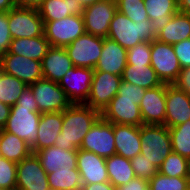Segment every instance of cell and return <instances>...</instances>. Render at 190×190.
Instances as JSON below:
<instances>
[{"label": "cell", "mask_w": 190, "mask_h": 190, "mask_svg": "<svg viewBox=\"0 0 190 190\" xmlns=\"http://www.w3.org/2000/svg\"><path fill=\"white\" fill-rule=\"evenodd\" d=\"M98 110L85 104H71L63 111V124L54 146L63 150H78L84 136L100 117Z\"/></svg>", "instance_id": "cell-1"}, {"label": "cell", "mask_w": 190, "mask_h": 190, "mask_svg": "<svg viewBox=\"0 0 190 190\" xmlns=\"http://www.w3.org/2000/svg\"><path fill=\"white\" fill-rule=\"evenodd\" d=\"M107 38L116 41L124 49L128 50L140 42L156 40V34L152 30L150 20L133 22L117 10L110 22Z\"/></svg>", "instance_id": "cell-2"}, {"label": "cell", "mask_w": 190, "mask_h": 190, "mask_svg": "<svg viewBox=\"0 0 190 190\" xmlns=\"http://www.w3.org/2000/svg\"><path fill=\"white\" fill-rule=\"evenodd\" d=\"M140 153L158 168L172 152L169 128L165 125L143 124L140 126Z\"/></svg>", "instance_id": "cell-3"}, {"label": "cell", "mask_w": 190, "mask_h": 190, "mask_svg": "<svg viewBox=\"0 0 190 190\" xmlns=\"http://www.w3.org/2000/svg\"><path fill=\"white\" fill-rule=\"evenodd\" d=\"M40 118V112H32V108L14 105L11 106L10 115L3 129L15 134L32 148L37 142V129Z\"/></svg>", "instance_id": "cell-4"}, {"label": "cell", "mask_w": 190, "mask_h": 190, "mask_svg": "<svg viewBox=\"0 0 190 190\" xmlns=\"http://www.w3.org/2000/svg\"><path fill=\"white\" fill-rule=\"evenodd\" d=\"M85 33L82 15H70L60 20L44 22V35L51 46L66 47Z\"/></svg>", "instance_id": "cell-5"}, {"label": "cell", "mask_w": 190, "mask_h": 190, "mask_svg": "<svg viewBox=\"0 0 190 190\" xmlns=\"http://www.w3.org/2000/svg\"><path fill=\"white\" fill-rule=\"evenodd\" d=\"M12 39L44 35V22L36 8L14 7L8 11Z\"/></svg>", "instance_id": "cell-6"}, {"label": "cell", "mask_w": 190, "mask_h": 190, "mask_svg": "<svg viewBox=\"0 0 190 190\" xmlns=\"http://www.w3.org/2000/svg\"><path fill=\"white\" fill-rule=\"evenodd\" d=\"M80 149L108 158L116 154L114 142V124L101 116L84 136Z\"/></svg>", "instance_id": "cell-7"}, {"label": "cell", "mask_w": 190, "mask_h": 190, "mask_svg": "<svg viewBox=\"0 0 190 190\" xmlns=\"http://www.w3.org/2000/svg\"><path fill=\"white\" fill-rule=\"evenodd\" d=\"M40 113L63 112L72 103L58 83L42 78L29 85Z\"/></svg>", "instance_id": "cell-8"}, {"label": "cell", "mask_w": 190, "mask_h": 190, "mask_svg": "<svg viewBox=\"0 0 190 190\" xmlns=\"http://www.w3.org/2000/svg\"><path fill=\"white\" fill-rule=\"evenodd\" d=\"M162 83L173 84L182 70L173 45L157 39L151 42V64Z\"/></svg>", "instance_id": "cell-9"}, {"label": "cell", "mask_w": 190, "mask_h": 190, "mask_svg": "<svg viewBox=\"0 0 190 190\" xmlns=\"http://www.w3.org/2000/svg\"><path fill=\"white\" fill-rule=\"evenodd\" d=\"M142 99L122 98L116 94L100 113L101 117L113 124H126L140 127L143 119L140 112Z\"/></svg>", "instance_id": "cell-10"}, {"label": "cell", "mask_w": 190, "mask_h": 190, "mask_svg": "<svg viewBox=\"0 0 190 190\" xmlns=\"http://www.w3.org/2000/svg\"><path fill=\"white\" fill-rule=\"evenodd\" d=\"M103 48V38L85 33L65 47L76 67L94 69Z\"/></svg>", "instance_id": "cell-11"}, {"label": "cell", "mask_w": 190, "mask_h": 190, "mask_svg": "<svg viewBox=\"0 0 190 190\" xmlns=\"http://www.w3.org/2000/svg\"><path fill=\"white\" fill-rule=\"evenodd\" d=\"M117 11L115 0H101L82 11L85 31L94 36L106 38L114 14Z\"/></svg>", "instance_id": "cell-12"}, {"label": "cell", "mask_w": 190, "mask_h": 190, "mask_svg": "<svg viewBox=\"0 0 190 190\" xmlns=\"http://www.w3.org/2000/svg\"><path fill=\"white\" fill-rule=\"evenodd\" d=\"M94 69L87 67L71 68L59 81L72 104H85L91 91Z\"/></svg>", "instance_id": "cell-13"}, {"label": "cell", "mask_w": 190, "mask_h": 190, "mask_svg": "<svg viewBox=\"0 0 190 190\" xmlns=\"http://www.w3.org/2000/svg\"><path fill=\"white\" fill-rule=\"evenodd\" d=\"M0 70L22 80L28 86L43 78L40 61L13 53L0 56Z\"/></svg>", "instance_id": "cell-14"}, {"label": "cell", "mask_w": 190, "mask_h": 190, "mask_svg": "<svg viewBox=\"0 0 190 190\" xmlns=\"http://www.w3.org/2000/svg\"><path fill=\"white\" fill-rule=\"evenodd\" d=\"M121 81L122 76L94 71L90 95L85 105L101 113L117 94Z\"/></svg>", "instance_id": "cell-15"}, {"label": "cell", "mask_w": 190, "mask_h": 190, "mask_svg": "<svg viewBox=\"0 0 190 190\" xmlns=\"http://www.w3.org/2000/svg\"><path fill=\"white\" fill-rule=\"evenodd\" d=\"M16 190H50L47 173L35 153L17 163Z\"/></svg>", "instance_id": "cell-16"}, {"label": "cell", "mask_w": 190, "mask_h": 190, "mask_svg": "<svg viewBox=\"0 0 190 190\" xmlns=\"http://www.w3.org/2000/svg\"><path fill=\"white\" fill-rule=\"evenodd\" d=\"M144 124L164 125L166 116V83L146 89L140 103Z\"/></svg>", "instance_id": "cell-17"}, {"label": "cell", "mask_w": 190, "mask_h": 190, "mask_svg": "<svg viewBox=\"0 0 190 190\" xmlns=\"http://www.w3.org/2000/svg\"><path fill=\"white\" fill-rule=\"evenodd\" d=\"M190 120V96L174 84L166 83V116L164 125L175 127Z\"/></svg>", "instance_id": "cell-18"}, {"label": "cell", "mask_w": 190, "mask_h": 190, "mask_svg": "<svg viewBox=\"0 0 190 190\" xmlns=\"http://www.w3.org/2000/svg\"><path fill=\"white\" fill-rule=\"evenodd\" d=\"M77 169L80 173L82 184L109 181L105 158L93 152L82 149L77 150Z\"/></svg>", "instance_id": "cell-19"}, {"label": "cell", "mask_w": 190, "mask_h": 190, "mask_svg": "<svg viewBox=\"0 0 190 190\" xmlns=\"http://www.w3.org/2000/svg\"><path fill=\"white\" fill-rule=\"evenodd\" d=\"M127 65V50L119 43L109 38H103L101 56L94 71L109 72L110 74L122 76Z\"/></svg>", "instance_id": "cell-20"}, {"label": "cell", "mask_w": 190, "mask_h": 190, "mask_svg": "<svg viewBox=\"0 0 190 190\" xmlns=\"http://www.w3.org/2000/svg\"><path fill=\"white\" fill-rule=\"evenodd\" d=\"M35 154L46 173L77 169V150H63L50 146L36 151Z\"/></svg>", "instance_id": "cell-21"}, {"label": "cell", "mask_w": 190, "mask_h": 190, "mask_svg": "<svg viewBox=\"0 0 190 190\" xmlns=\"http://www.w3.org/2000/svg\"><path fill=\"white\" fill-rule=\"evenodd\" d=\"M43 78L59 83L62 77L74 67L65 47L51 46L41 62Z\"/></svg>", "instance_id": "cell-22"}, {"label": "cell", "mask_w": 190, "mask_h": 190, "mask_svg": "<svg viewBox=\"0 0 190 190\" xmlns=\"http://www.w3.org/2000/svg\"><path fill=\"white\" fill-rule=\"evenodd\" d=\"M116 154L132 159L141 151L140 127L114 124Z\"/></svg>", "instance_id": "cell-23"}, {"label": "cell", "mask_w": 190, "mask_h": 190, "mask_svg": "<svg viewBox=\"0 0 190 190\" xmlns=\"http://www.w3.org/2000/svg\"><path fill=\"white\" fill-rule=\"evenodd\" d=\"M63 112L41 113L38 125L37 142L31 148L32 153L50 146H54L56 137L61 132Z\"/></svg>", "instance_id": "cell-24"}, {"label": "cell", "mask_w": 190, "mask_h": 190, "mask_svg": "<svg viewBox=\"0 0 190 190\" xmlns=\"http://www.w3.org/2000/svg\"><path fill=\"white\" fill-rule=\"evenodd\" d=\"M51 45L45 35L12 39L6 53L18 54L42 62Z\"/></svg>", "instance_id": "cell-25"}, {"label": "cell", "mask_w": 190, "mask_h": 190, "mask_svg": "<svg viewBox=\"0 0 190 190\" xmlns=\"http://www.w3.org/2000/svg\"><path fill=\"white\" fill-rule=\"evenodd\" d=\"M37 10L43 22H48L82 15L83 7L77 0H45Z\"/></svg>", "instance_id": "cell-26"}, {"label": "cell", "mask_w": 190, "mask_h": 190, "mask_svg": "<svg viewBox=\"0 0 190 190\" xmlns=\"http://www.w3.org/2000/svg\"><path fill=\"white\" fill-rule=\"evenodd\" d=\"M190 38V15L177 12L156 34V39L167 44H175Z\"/></svg>", "instance_id": "cell-27"}, {"label": "cell", "mask_w": 190, "mask_h": 190, "mask_svg": "<svg viewBox=\"0 0 190 190\" xmlns=\"http://www.w3.org/2000/svg\"><path fill=\"white\" fill-rule=\"evenodd\" d=\"M144 3L155 34L178 12L177 0H144Z\"/></svg>", "instance_id": "cell-28"}, {"label": "cell", "mask_w": 190, "mask_h": 190, "mask_svg": "<svg viewBox=\"0 0 190 190\" xmlns=\"http://www.w3.org/2000/svg\"><path fill=\"white\" fill-rule=\"evenodd\" d=\"M32 153L27 143L17 137L15 134L9 133L4 129H0V156L7 160L19 163L22 159L28 157Z\"/></svg>", "instance_id": "cell-29"}, {"label": "cell", "mask_w": 190, "mask_h": 190, "mask_svg": "<svg viewBox=\"0 0 190 190\" xmlns=\"http://www.w3.org/2000/svg\"><path fill=\"white\" fill-rule=\"evenodd\" d=\"M109 182L116 188L136 177L131 161L118 154L105 158Z\"/></svg>", "instance_id": "cell-30"}, {"label": "cell", "mask_w": 190, "mask_h": 190, "mask_svg": "<svg viewBox=\"0 0 190 190\" xmlns=\"http://www.w3.org/2000/svg\"><path fill=\"white\" fill-rule=\"evenodd\" d=\"M122 81L145 89L155 88L162 84V81L157 77L155 70L150 65L127 64L124 68Z\"/></svg>", "instance_id": "cell-31"}, {"label": "cell", "mask_w": 190, "mask_h": 190, "mask_svg": "<svg viewBox=\"0 0 190 190\" xmlns=\"http://www.w3.org/2000/svg\"><path fill=\"white\" fill-rule=\"evenodd\" d=\"M27 86L22 80L0 70V101L2 103L14 106Z\"/></svg>", "instance_id": "cell-32"}, {"label": "cell", "mask_w": 190, "mask_h": 190, "mask_svg": "<svg viewBox=\"0 0 190 190\" xmlns=\"http://www.w3.org/2000/svg\"><path fill=\"white\" fill-rule=\"evenodd\" d=\"M50 190H81L82 182L78 169L47 173Z\"/></svg>", "instance_id": "cell-33"}, {"label": "cell", "mask_w": 190, "mask_h": 190, "mask_svg": "<svg viewBox=\"0 0 190 190\" xmlns=\"http://www.w3.org/2000/svg\"><path fill=\"white\" fill-rule=\"evenodd\" d=\"M169 133L172 152L188 159L190 157V120L175 127H169Z\"/></svg>", "instance_id": "cell-34"}, {"label": "cell", "mask_w": 190, "mask_h": 190, "mask_svg": "<svg viewBox=\"0 0 190 190\" xmlns=\"http://www.w3.org/2000/svg\"><path fill=\"white\" fill-rule=\"evenodd\" d=\"M158 172L167 177H190L188 159L171 152L158 168Z\"/></svg>", "instance_id": "cell-35"}, {"label": "cell", "mask_w": 190, "mask_h": 190, "mask_svg": "<svg viewBox=\"0 0 190 190\" xmlns=\"http://www.w3.org/2000/svg\"><path fill=\"white\" fill-rule=\"evenodd\" d=\"M148 186L151 190H190V177H167L158 172Z\"/></svg>", "instance_id": "cell-36"}, {"label": "cell", "mask_w": 190, "mask_h": 190, "mask_svg": "<svg viewBox=\"0 0 190 190\" xmlns=\"http://www.w3.org/2000/svg\"><path fill=\"white\" fill-rule=\"evenodd\" d=\"M117 10L133 22H143L148 19L144 0H115Z\"/></svg>", "instance_id": "cell-37"}, {"label": "cell", "mask_w": 190, "mask_h": 190, "mask_svg": "<svg viewBox=\"0 0 190 190\" xmlns=\"http://www.w3.org/2000/svg\"><path fill=\"white\" fill-rule=\"evenodd\" d=\"M17 163L0 156V189L16 190Z\"/></svg>", "instance_id": "cell-38"}, {"label": "cell", "mask_w": 190, "mask_h": 190, "mask_svg": "<svg viewBox=\"0 0 190 190\" xmlns=\"http://www.w3.org/2000/svg\"><path fill=\"white\" fill-rule=\"evenodd\" d=\"M127 64L150 65L151 64V42H140L127 50Z\"/></svg>", "instance_id": "cell-39"}, {"label": "cell", "mask_w": 190, "mask_h": 190, "mask_svg": "<svg viewBox=\"0 0 190 190\" xmlns=\"http://www.w3.org/2000/svg\"><path fill=\"white\" fill-rule=\"evenodd\" d=\"M130 161L136 177L149 181L158 173V167L153 162L148 161L141 153L130 159Z\"/></svg>", "instance_id": "cell-40"}, {"label": "cell", "mask_w": 190, "mask_h": 190, "mask_svg": "<svg viewBox=\"0 0 190 190\" xmlns=\"http://www.w3.org/2000/svg\"><path fill=\"white\" fill-rule=\"evenodd\" d=\"M12 40L8 26V12H0V56L8 51Z\"/></svg>", "instance_id": "cell-41"}, {"label": "cell", "mask_w": 190, "mask_h": 190, "mask_svg": "<svg viewBox=\"0 0 190 190\" xmlns=\"http://www.w3.org/2000/svg\"><path fill=\"white\" fill-rule=\"evenodd\" d=\"M173 50L181 68L190 67V38L173 44Z\"/></svg>", "instance_id": "cell-42"}, {"label": "cell", "mask_w": 190, "mask_h": 190, "mask_svg": "<svg viewBox=\"0 0 190 190\" xmlns=\"http://www.w3.org/2000/svg\"><path fill=\"white\" fill-rule=\"evenodd\" d=\"M146 89L138 85H133L126 81H121L117 94L122 98L142 99Z\"/></svg>", "instance_id": "cell-43"}, {"label": "cell", "mask_w": 190, "mask_h": 190, "mask_svg": "<svg viewBox=\"0 0 190 190\" xmlns=\"http://www.w3.org/2000/svg\"><path fill=\"white\" fill-rule=\"evenodd\" d=\"M15 105H21V107L32 108V112H40L37 102L34 98V94L29 86H27L21 95L18 97Z\"/></svg>", "instance_id": "cell-44"}, {"label": "cell", "mask_w": 190, "mask_h": 190, "mask_svg": "<svg viewBox=\"0 0 190 190\" xmlns=\"http://www.w3.org/2000/svg\"><path fill=\"white\" fill-rule=\"evenodd\" d=\"M173 84L190 96V67L182 68L178 79Z\"/></svg>", "instance_id": "cell-45"}, {"label": "cell", "mask_w": 190, "mask_h": 190, "mask_svg": "<svg viewBox=\"0 0 190 190\" xmlns=\"http://www.w3.org/2000/svg\"><path fill=\"white\" fill-rule=\"evenodd\" d=\"M147 186V180L135 177L127 184L116 187V190H144Z\"/></svg>", "instance_id": "cell-46"}, {"label": "cell", "mask_w": 190, "mask_h": 190, "mask_svg": "<svg viewBox=\"0 0 190 190\" xmlns=\"http://www.w3.org/2000/svg\"><path fill=\"white\" fill-rule=\"evenodd\" d=\"M81 190H116L108 181L103 183L82 184Z\"/></svg>", "instance_id": "cell-47"}, {"label": "cell", "mask_w": 190, "mask_h": 190, "mask_svg": "<svg viewBox=\"0 0 190 190\" xmlns=\"http://www.w3.org/2000/svg\"><path fill=\"white\" fill-rule=\"evenodd\" d=\"M11 106L0 101V129H3L10 115Z\"/></svg>", "instance_id": "cell-48"}, {"label": "cell", "mask_w": 190, "mask_h": 190, "mask_svg": "<svg viewBox=\"0 0 190 190\" xmlns=\"http://www.w3.org/2000/svg\"><path fill=\"white\" fill-rule=\"evenodd\" d=\"M45 0H14L16 7L38 8Z\"/></svg>", "instance_id": "cell-49"}, {"label": "cell", "mask_w": 190, "mask_h": 190, "mask_svg": "<svg viewBox=\"0 0 190 190\" xmlns=\"http://www.w3.org/2000/svg\"><path fill=\"white\" fill-rule=\"evenodd\" d=\"M178 12L190 15V0H177Z\"/></svg>", "instance_id": "cell-50"}, {"label": "cell", "mask_w": 190, "mask_h": 190, "mask_svg": "<svg viewBox=\"0 0 190 190\" xmlns=\"http://www.w3.org/2000/svg\"><path fill=\"white\" fill-rule=\"evenodd\" d=\"M14 7V0H0V12H8Z\"/></svg>", "instance_id": "cell-51"}, {"label": "cell", "mask_w": 190, "mask_h": 190, "mask_svg": "<svg viewBox=\"0 0 190 190\" xmlns=\"http://www.w3.org/2000/svg\"><path fill=\"white\" fill-rule=\"evenodd\" d=\"M77 1L81 4V6L84 9L86 7L91 6L92 4L97 3L98 1H101V0H77Z\"/></svg>", "instance_id": "cell-52"}, {"label": "cell", "mask_w": 190, "mask_h": 190, "mask_svg": "<svg viewBox=\"0 0 190 190\" xmlns=\"http://www.w3.org/2000/svg\"><path fill=\"white\" fill-rule=\"evenodd\" d=\"M189 171H190V157L188 158Z\"/></svg>", "instance_id": "cell-53"}, {"label": "cell", "mask_w": 190, "mask_h": 190, "mask_svg": "<svg viewBox=\"0 0 190 190\" xmlns=\"http://www.w3.org/2000/svg\"><path fill=\"white\" fill-rule=\"evenodd\" d=\"M144 190H151V188L149 186H147Z\"/></svg>", "instance_id": "cell-54"}]
</instances>
